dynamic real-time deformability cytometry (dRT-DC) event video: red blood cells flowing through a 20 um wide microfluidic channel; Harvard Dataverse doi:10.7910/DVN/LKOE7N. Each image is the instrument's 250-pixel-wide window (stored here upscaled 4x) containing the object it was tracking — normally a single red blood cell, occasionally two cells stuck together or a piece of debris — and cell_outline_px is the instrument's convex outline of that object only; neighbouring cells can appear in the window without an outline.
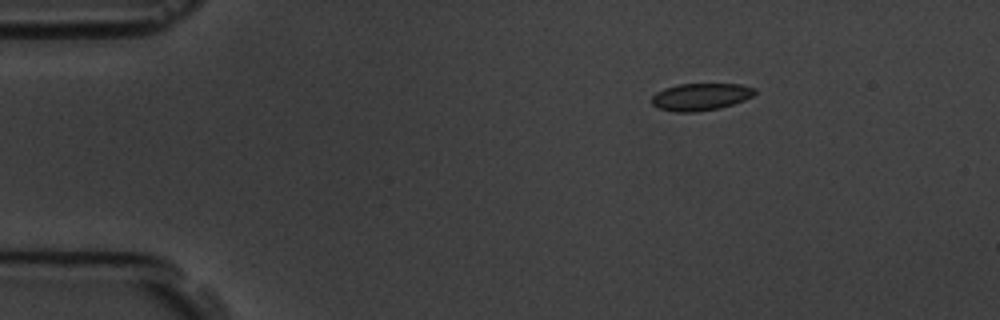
{"species": "common noctule bat (a hibernating species)", "species_latin": "Nyctalus noctula", "temperature_condition": "room temperature", "stored_images_in_passage": 11, "camera_frame_rate_fps": 3000, "um_per_image_px": 0.085, "animal": {"sex": "male", "body_mass_g": 19.5, "forearm_length_mm": 54.6}, "frame": {"image": 1, "passage_image": 2, "time_ms": 2.0, "image_size_px": [1000, 320], "cell_outline_px": [[756, 92], [752, 96], [744, 100], [720, 108], [692, 112], [676, 112], [656, 108], [652, 104], [652, 96], [656, 92], [664, 88], [680, 84], [740, 84], [756, 88]], "centroid_in_image_um": [59.54, 8.23], "position_along_channel_um": 25.5, "area_um2": 16.36}}
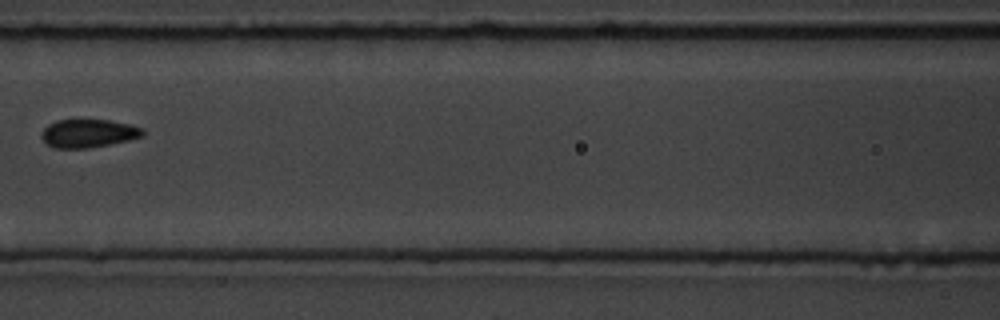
{"frame": {"image": 2, "passage_image": 7, "time_ms": 7.667, "image_size_px": [1000, 320], "cell_outline_px": [[144, 136], [128, 140], [88, 148], [56, 148], [48, 144], [40, 136], [40, 132], [48, 124], [56, 120], [112, 120], [144, 128]], "centroid_in_image_um": [7.51, 11.32], "position_along_channel_um": 159.1, "area_um2": 16.65}}
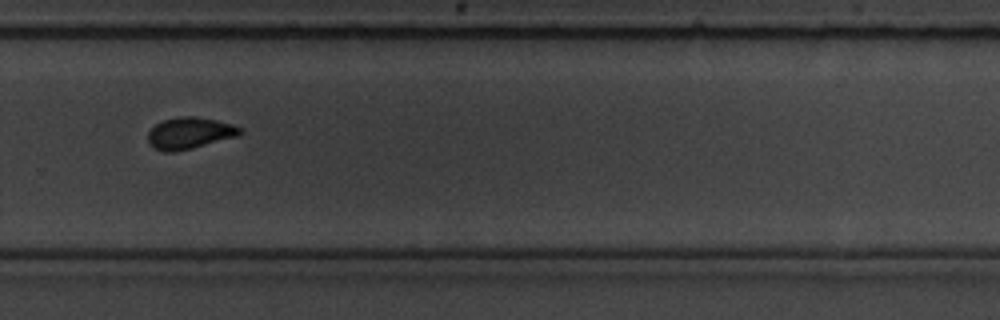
{"frame": {"image": 3, "passage_image": 11, "time_ms": 12.0, "image_size_px": [1000, 320], "cell_outline_px": [[244, 132], [236, 136], [192, 148], [176, 152], [164, 152], [152, 148], [148, 144], [148, 132], [156, 124], [164, 120], [180, 116], [196, 116], [216, 120], [232, 124], [240, 128]], "centroid_in_image_um": [16.08, 11.32], "position_along_channel_um": 313.7, "area_um2": 16.94}}